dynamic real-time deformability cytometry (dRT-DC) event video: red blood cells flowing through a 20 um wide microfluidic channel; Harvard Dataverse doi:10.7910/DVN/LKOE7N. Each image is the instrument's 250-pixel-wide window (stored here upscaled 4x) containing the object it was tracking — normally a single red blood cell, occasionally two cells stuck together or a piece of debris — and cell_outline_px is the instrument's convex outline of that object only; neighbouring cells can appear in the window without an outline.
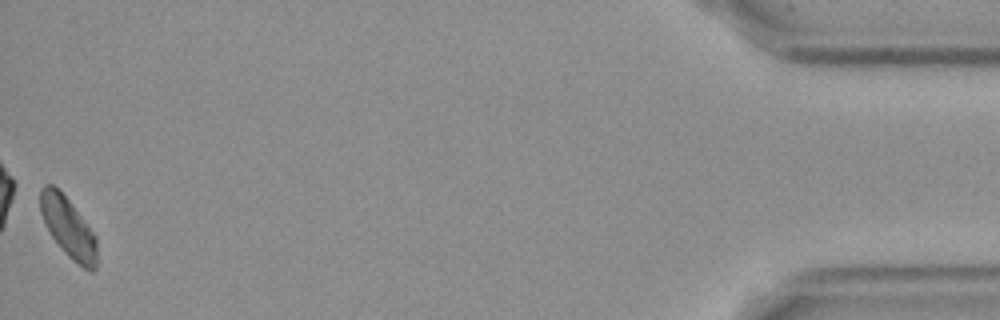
{"species": "Egyptian fruit bat (a non-hibernating species)", "species_latin": "Rousettus aegyptiacus", "temperature_condition": "cold", "stored_images_in_passage": 58, "camera_frame_rate_fps": 3000, "um_per_image_px": 0.085, "frame": {"image": 1, "passage_image": 58, "time_ms": 19.0, "image_size_px": [1000, 320], "cell_outline_px": [[96, 268], [92, 272], [84, 268], [72, 260], [64, 252], [52, 236], [40, 212], [40, 192], [44, 184], [52, 184], [68, 200], [88, 224], [96, 236]], "centroid_in_image_um": [5.81, 19.35], "position_along_channel_um": 429.4, "area_um2": 19.48}, "authors_computed_cell_mechanics": {"area_um2": 20.6924, "velocity_mm_per_s": 3.6024, "shape_relaxation_time_tau1_ms": null, "shape_relaxation_time_tau2_ms": 9.8938, "deformation_change_tau1": null, "deformation_change_tau2": 0.1417}}